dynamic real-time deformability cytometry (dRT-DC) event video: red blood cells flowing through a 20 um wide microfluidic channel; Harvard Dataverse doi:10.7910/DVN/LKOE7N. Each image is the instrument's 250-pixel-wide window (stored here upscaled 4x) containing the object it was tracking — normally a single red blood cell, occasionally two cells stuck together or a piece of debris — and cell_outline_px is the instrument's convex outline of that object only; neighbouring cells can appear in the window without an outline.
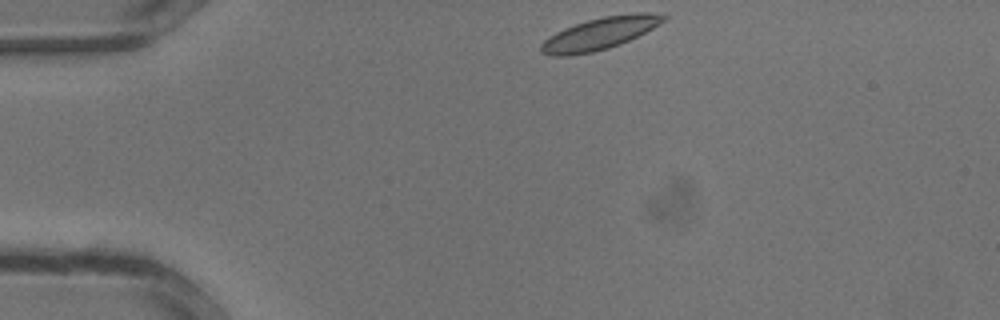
{"species": "common noctule bat (a hibernating species)", "species_latin": "Nyctalus noctula", "temperature_condition": "warm", "stored_images_in_passage": 18, "camera_frame_rate_fps": 3000, "um_per_image_px": 0.085, "animal": {"sex": "male", "body_mass_g": 13.3}, "frame": {"image": 1, "passage_image": 1, "time_ms": 0.0, "image_size_px": [1000, 320], "cell_outline_px": [[668, 16], [664, 20], [652, 28], [620, 44], [608, 48], [592, 52], [572, 56], [552, 56], [540, 52], [540, 44], [544, 40], [556, 32], [564, 28], [588, 20], [604, 16], [636, 12], [644, 12]], "centroid_in_image_um": [50.92, 2.86], "position_along_channel_um": 34.1, "area_um2": 22.6}}
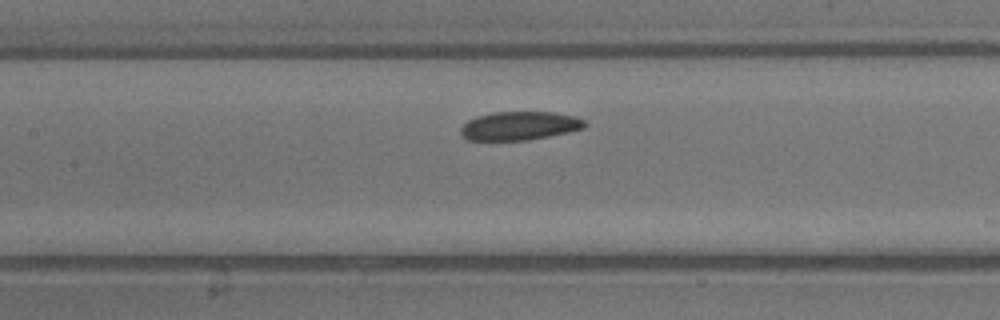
{"frame": {"image": 2, "passage_image": 10, "time_ms": 3.0, "image_size_px": [1000, 320], "cell_outline_px": [[588, 124], [584, 128], [568, 132], [528, 140], [468, 140], [460, 136], [460, 128], [468, 120], [476, 116], [492, 112], [556, 112], [572, 116], [584, 120]], "centroid_in_image_um": [44.13, 10.69], "position_along_channel_um": 163.3, "area_um2": 20.75}}
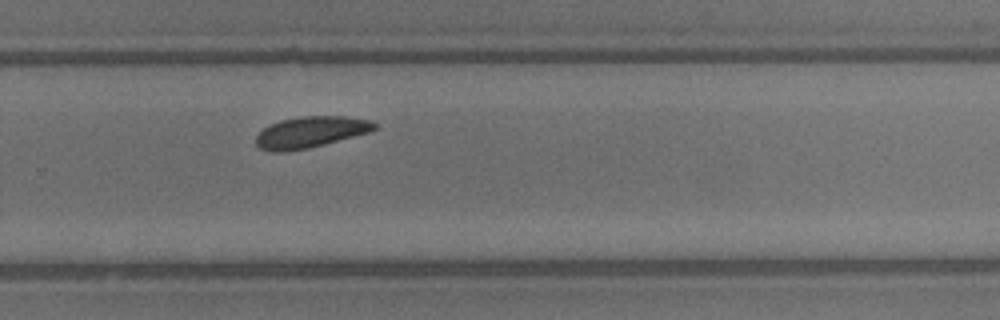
{"frame": {"image": 3, "passage_image": 17, "time_ms": 5.333, "image_size_px": [1000, 320], "cell_outline_px": [[376, 128], [368, 132], [324, 144], [308, 148], [284, 152], [268, 152], [260, 148], [256, 144], [256, 136], [264, 128], [280, 120], [304, 116], [344, 116], [372, 120], [376, 124]], "centroid_in_image_um": [26.37, 11.23], "position_along_channel_um": 303.4, "area_um2": 21.39}}